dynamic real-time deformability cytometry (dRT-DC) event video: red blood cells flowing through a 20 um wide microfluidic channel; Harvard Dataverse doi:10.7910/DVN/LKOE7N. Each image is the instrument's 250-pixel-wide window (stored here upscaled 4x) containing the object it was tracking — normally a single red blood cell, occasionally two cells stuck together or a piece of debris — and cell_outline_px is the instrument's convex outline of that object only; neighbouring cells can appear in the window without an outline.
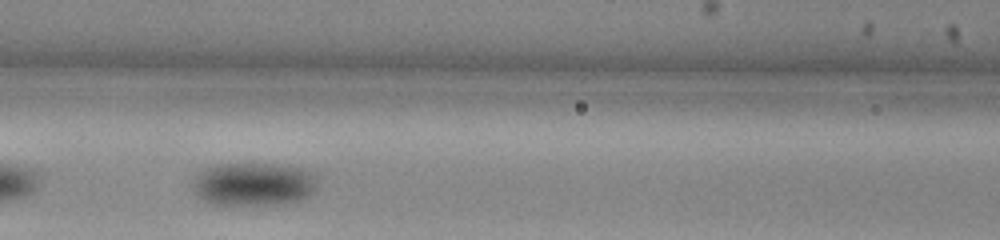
{"species": "common noctule bat (a hibernating species)", "species_latin": "Nyctalus noctula", "temperature_condition": "warm", "stored_images_in_passage": 44, "camera_frame_rate_fps": 3000, "um_per_image_px": 0.085, "animal": {"sex": "male", "body_mass_g": 13.0, "forearm_length_mm": 53.1}, "frame": {"image": 1, "passage_image": 22, "time_ms": 7.0, "image_size_px": [1000, 240], "cell_outline_px": [[316, 188], [308, 196], [300, 200], [280, 204], [212, 204], [200, 200], [192, 184], [196, 176], [208, 168], [220, 164], [272, 164], [300, 168], [308, 172], [316, 180]], "centroid_in_image_um": [21.53, 15.67], "position_along_channel_um": 145.1, "area_um2": 30.87}}
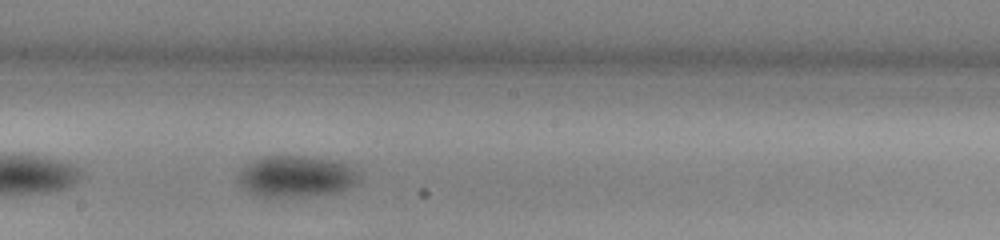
{"frame": {"image": 2, "passage_image": 28, "time_ms": 9.0, "image_size_px": [1000, 240], "cell_outline_px": [[360, 180], [356, 184], [336, 192], [308, 196], [264, 196], [248, 192], [236, 180], [240, 172], [252, 160], [264, 156], [304, 156], [328, 160], [344, 164], [352, 168], [356, 172]], "centroid_in_image_um": [25.13, 14.99], "position_along_channel_um": 223.1, "area_um2": 28.55}}
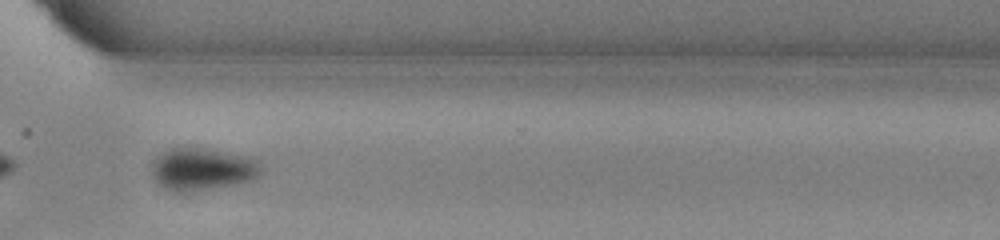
{"frame": {"image": 3, "passage_image": 38, "time_ms": 12.333, "image_size_px": [1000, 240], "cell_outline_px": [[260, 172], [252, 180], [236, 184], [184, 192], [176, 192], [164, 188], [156, 184], [152, 176], [152, 164], [168, 148], [208, 148], [256, 160], [260, 168]], "centroid_in_image_um": [17.13, 14.39], "position_along_channel_um": 353.5, "area_um2": 26.41}}